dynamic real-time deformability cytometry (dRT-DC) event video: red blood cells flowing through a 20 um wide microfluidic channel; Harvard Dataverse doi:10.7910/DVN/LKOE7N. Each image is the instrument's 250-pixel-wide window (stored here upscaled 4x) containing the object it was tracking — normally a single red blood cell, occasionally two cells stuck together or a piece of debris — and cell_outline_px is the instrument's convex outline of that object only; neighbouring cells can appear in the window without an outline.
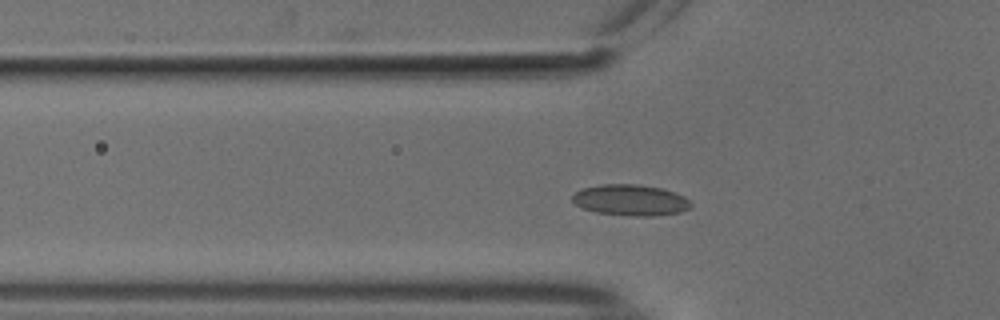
{"species": "common noctule bat (a hibernating species)", "species_latin": "Nyctalus noctula", "temperature_condition": "cold", "stored_images_in_passage": 50, "camera_frame_rate_fps": 3000, "um_per_image_px": 0.085, "animal": {"sex": "male", "body_mass_g": 18.8}, "frame": {"image": 1, "passage_image": 13, "time_ms": 4.0, "image_size_px": [1000, 320], "cell_outline_px": [[692, 204], [688, 208], [680, 212], [652, 216], [628, 216], [596, 212], [584, 208], [576, 204], [572, 200], [572, 196], [576, 192], [584, 188], [604, 184], [636, 184], [660, 188], [676, 192], [684, 196]], "centroid_in_image_um": [53.61, 17.01], "position_along_channel_um": 72.2, "area_um2": 21.27}}
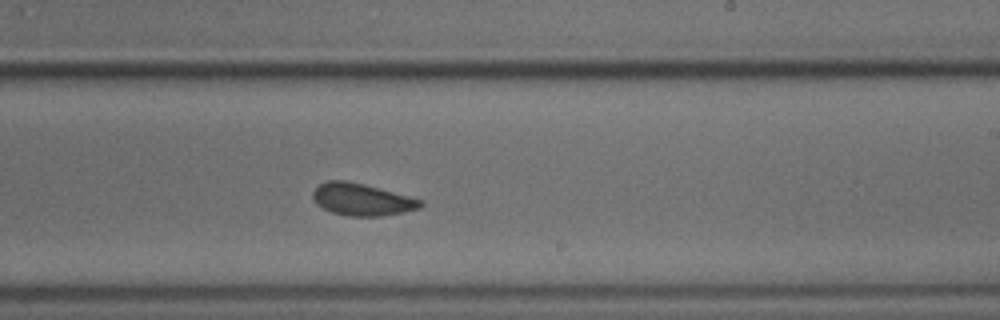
{"frame": {"image": 2, "passage_image": 28, "time_ms": 9.0, "image_size_px": [1000, 320], "cell_outline_px": [[424, 204], [420, 208], [404, 212], [380, 216], [348, 216], [332, 212], [316, 204], [312, 196], [312, 192], [320, 184], [328, 180], [348, 180], [364, 184], [424, 200]], "centroid_in_image_um": [30.77, 16.95], "position_along_channel_um": 258.2, "area_um2": 20.17}}
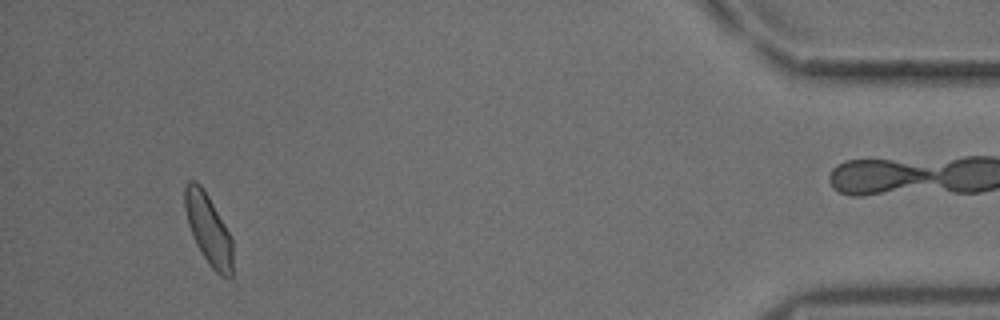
{"frame": {"image": 3, "passage_image": 46, "time_ms": 15.0, "image_size_px": [1000, 320], "cell_outline_px": [[232, 276], [228, 280], [220, 276], [212, 268], [196, 244], [192, 236], [188, 224], [184, 208], [184, 188], [188, 180], [196, 180], [204, 188], [232, 236]], "centroid_in_image_um": [17.72, 19.47], "position_along_channel_um": 417.5, "area_um2": 20.0}, "authors_computed_cell_mechanics": {"area_um2": 20.0855, "velocity_mm_per_s": 3.7148, "shape_relaxation_time_tau1_ms": 3.5934, "shape_relaxation_time_tau2_ms": 1.4932, "deformation_change_tau1": 0.0744, "deformation_change_tau2": 0.0549}}